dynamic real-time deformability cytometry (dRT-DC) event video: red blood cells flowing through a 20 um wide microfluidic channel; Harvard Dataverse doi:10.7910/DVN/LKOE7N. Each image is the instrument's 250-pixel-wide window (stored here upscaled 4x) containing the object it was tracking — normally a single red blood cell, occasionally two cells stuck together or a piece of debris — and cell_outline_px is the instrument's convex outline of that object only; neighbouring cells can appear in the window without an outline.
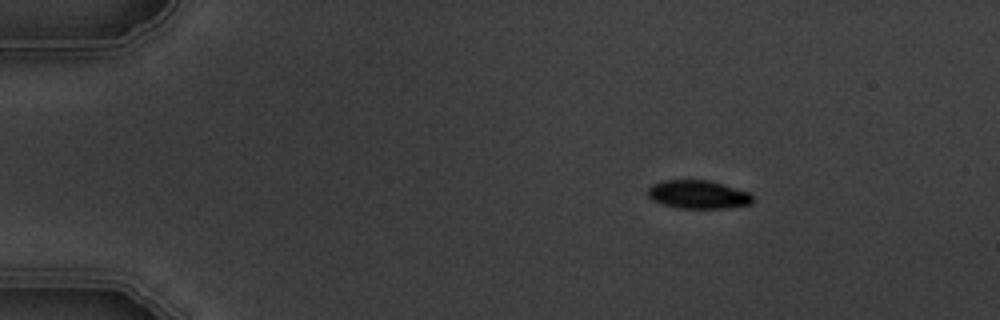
{"species": "common noctule bat (a hibernating species)", "species_latin": "Nyctalus noctula", "temperature_condition": "warm", "stored_images_in_passage": 4, "camera_frame_rate_fps": 3000, "um_per_image_px": 0.085, "animal": {"sex": "male", "body_mass_g": 19.5, "forearm_length_mm": 54.6}, "frame": {"image": 1, "passage_image": 2, "time_ms": 1.333, "image_size_px": [1000, 320], "cell_outline_px": [[756, 200], [752, 204], [728, 208], [680, 208], [664, 204], [652, 200], [648, 196], [648, 188], [652, 184], [664, 180], [708, 180], [724, 184], [748, 192]], "centroid_in_image_um": [59.37, 16.53], "position_along_channel_um": 25.6, "area_um2": 17.4}}